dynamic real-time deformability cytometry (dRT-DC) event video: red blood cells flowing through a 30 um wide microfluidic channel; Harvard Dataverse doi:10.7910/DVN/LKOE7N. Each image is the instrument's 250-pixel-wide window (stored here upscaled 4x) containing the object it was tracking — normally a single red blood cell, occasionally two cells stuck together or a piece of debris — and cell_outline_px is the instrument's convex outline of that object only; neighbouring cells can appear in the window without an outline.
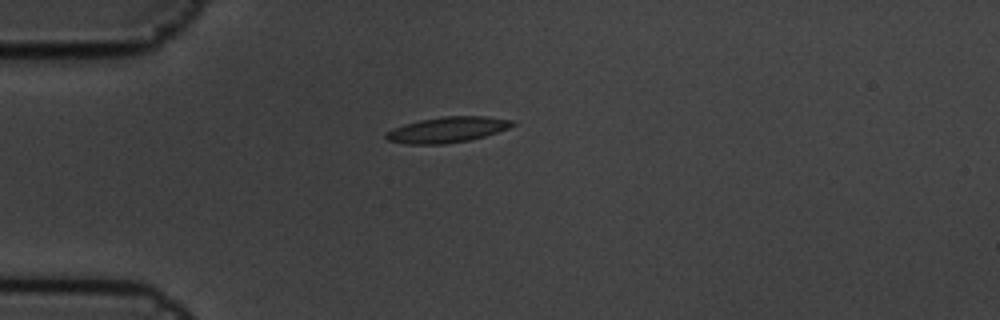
{"species": "common noctule bat (a hibernating species)", "species_latin": "Nyctalus noctula", "temperature_condition": "cold", "stored_images_in_passage": 5, "camera_frame_rate_fps": 3000, "um_per_image_px": 0.085, "animal": {"sex": "male", "body_mass_g": 19.5, "forearm_length_mm": 54.6}, "frame": {"image": 1, "passage_image": 1, "time_ms": 0.0, "image_size_px": [1000, 320], "cell_outline_px": [[516, 124], [508, 128], [484, 136], [468, 140], [444, 144], [408, 144], [388, 140], [384, 136], [392, 128], [404, 124], [420, 120], [444, 116], [484, 116], [516, 120]], "centroid_in_image_um": [38.04, 11.01], "position_along_channel_um": 47.0, "area_um2": 18.79}}
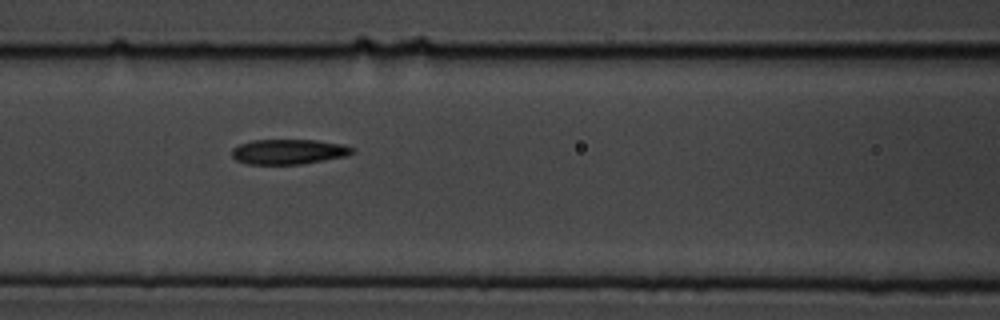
{"frame": {"image": 2, "passage_image": 4, "time_ms": 1.0, "image_size_px": [1000, 320], "cell_outline_px": [[356, 152], [348, 156], [300, 164], [248, 164], [236, 160], [232, 156], [232, 148], [240, 144], [252, 140], [316, 140], [344, 144], [356, 148]], "centroid_in_image_um": [24.59, 12.89], "position_along_channel_um": 142.0, "area_um2": 17.74}}
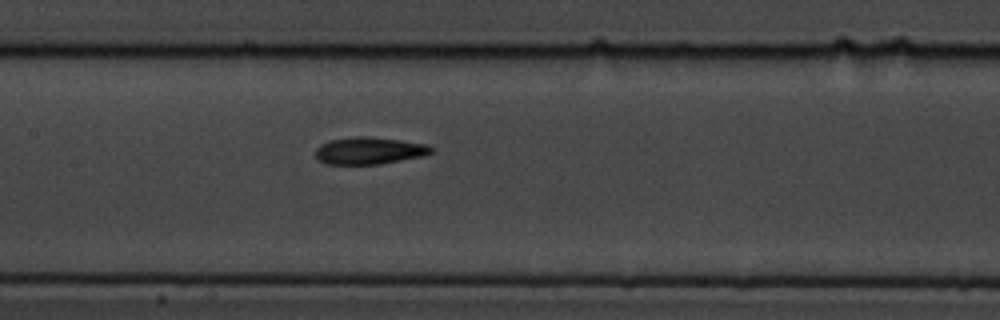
{"frame": {"image": 3, "passage_image": 5, "time_ms": 1.333, "image_size_px": [1000, 320], "cell_outline_px": [[436, 148], [432, 152], [424, 156], [380, 164], [324, 164], [316, 156], [316, 148], [320, 144], [332, 140], [356, 136], [360, 136], [400, 140], [428, 144]], "centroid_in_image_um": [31.43, 12.81], "position_along_channel_um": 176.0, "area_um2": 18.26}}